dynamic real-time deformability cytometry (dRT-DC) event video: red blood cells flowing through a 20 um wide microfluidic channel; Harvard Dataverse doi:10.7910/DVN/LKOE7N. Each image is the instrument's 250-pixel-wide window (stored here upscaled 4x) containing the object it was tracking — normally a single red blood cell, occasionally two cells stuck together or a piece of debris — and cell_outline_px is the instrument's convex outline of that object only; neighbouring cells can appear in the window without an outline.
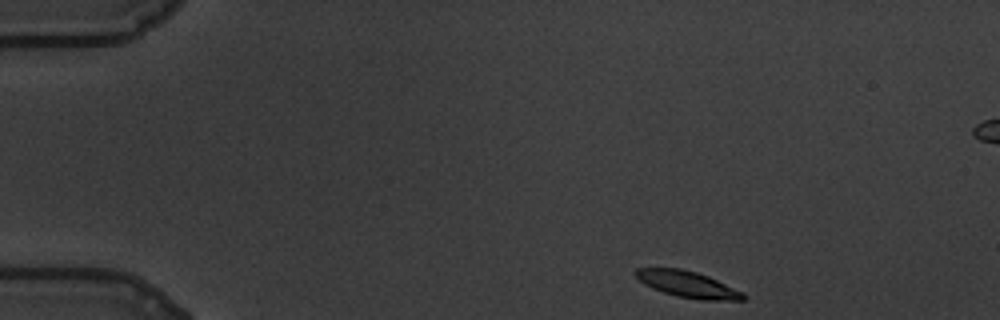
{"species": "common noctule bat (a hibernating species)", "species_latin": "Nyctalus noctula", "temperature_condition": "warm", "stored_images_in_passage": 53, "segment_of_instrument_passage": [1, 2], "camera_frame_rate_fps": 3000, "um_per_image_px": 0.085, "animal": {"sex": "male", "body_mass_g": 19.5, "forearm_length_mm": 54.6}, "frame": {"image": 1, "passage_image": 1, "time_ms": 0.0, "image_size_px": [1000, 320], "cell_outline_px": [[744, 300], [700, 300], [676, 296], [652, 288], [644, 284], [632, 272], [636, 268], [680, 268], [696, 272], [708, 276], [744, 292]], "centroid_in_image_um": [58.43, 24.16], "position_along_channel_um": 26.6, "area_um2": 16.47}}
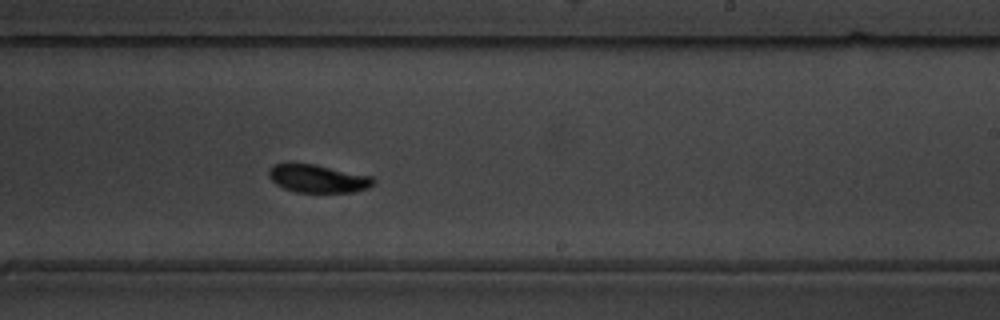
{"frame": {"image": 2, "passage_image": 29, "time_ms": 9.333, "image_size_px": [1000, 320], "cell_outline_px": [[376, 180], [368, 188], [356, 192], [296, 192], [284, 188], [276, 184], [268, 176], [268, 168], [272, 164], [316, 164], [372, 176]], "centroid_in_image_um": [27.03, 15.18], "position_along_channel_um": 262.0, "area_um2": 17.11}}
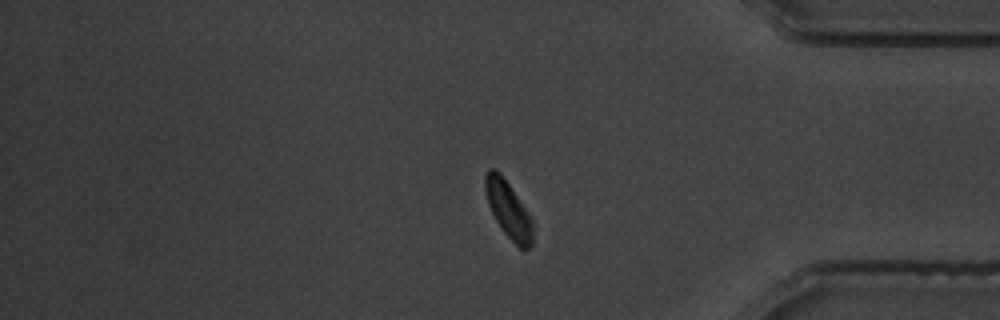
{"frame": {"image": 3, "passage_image": 42, "time_ms": 13.667, "image_size_px": [1000, 320], "cell_outline_px": [[532, 244], [528, 248], [520, 248], [504, 232], [496, 220], [488, 204], [484, 188], [484, 176], [488, 168], [496, 168], [500, 172], [532, 220]], "centroid_in_image_um": [43.16, 17.77], "position_along_channel_um": 392.0, "area_um2": 15.26}}